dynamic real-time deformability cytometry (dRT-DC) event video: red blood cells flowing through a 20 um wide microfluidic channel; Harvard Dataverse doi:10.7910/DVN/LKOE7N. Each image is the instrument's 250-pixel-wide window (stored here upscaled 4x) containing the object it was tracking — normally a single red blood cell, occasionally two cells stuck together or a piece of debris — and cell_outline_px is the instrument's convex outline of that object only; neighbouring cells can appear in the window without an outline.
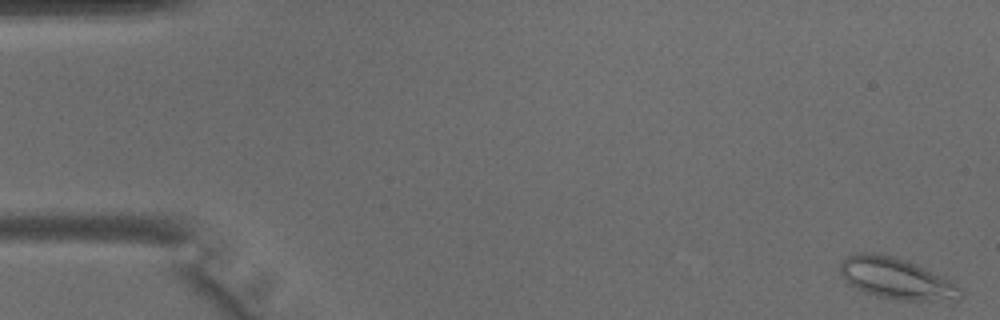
{"species": "common noctule bat (a hibernating species)", "species_latin": "Nyctalus noctula", "temperature_condition": "warm", "stored_images_in_passage": 44, "camera_frame_rate_fps": 3000, "um_per_image_px": 0.085, "animal": {"sex": "male", "body_mass_g": 15.6}, "frame": {"image": 1, "passage_image": 1, "time_ms": 0.0, "image_size_px": [1000, 320], "cell_outline_px": [[964, 296], [956, 304], [896, 300], [876, 296], [856, 288], [848, 284], [844, 280], [840, 272], [840, 264], [848, 256], [856, 252], [880, 252], [908, 260], [952, 280], [960, 288]], "centroid_in_image_um": [76.31, 23.72], "position_along_channel_um": 8.7, "area_um2": 30.29}}
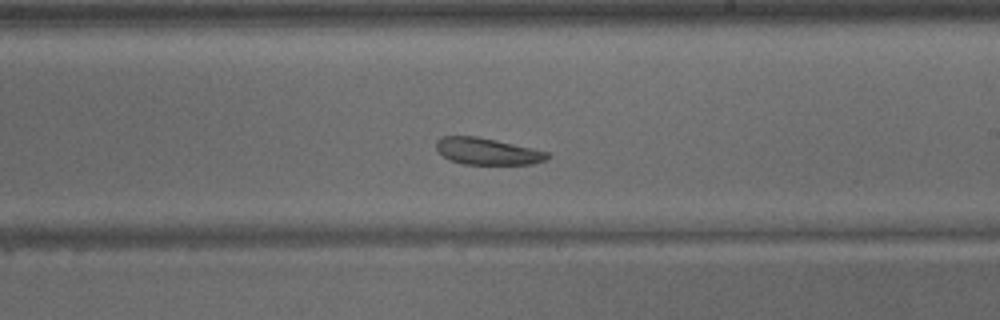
{"frame": {"image": 2, "passage_image": 26, "time_ms": 8.333, "image_size_px": [1000, 320], "cell_outline_px": [[552, 156], [544, 160], [532, 164], [464, 164], [452, 160], [444, 156], [436, 148], [436, 140], [440, 136], [476, 136], [496, 140], [532, 148], [548, 152]], "centroid_in_image_um": [41.43, 12.85], "position_along_channel_um": 247.6, "area_um2": 17.17}}
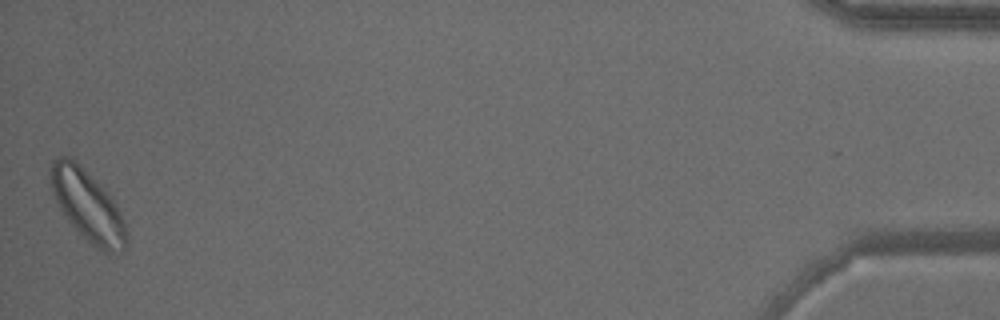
{"frame": {"image": 3, "passage_image": 44, "time_ms": 14.333, "image_size_px": [1000, 320], "cell_outline_px": [[128, 240], [124, 248], [120, 252], [108, 256], [96, 248], [80, 236], [68, 220], [60, 208], [52, 192], [48, 176], [52, 160], [60, 156], [68, 156], [100, 184], [104, 188], [116, 204], [124, 220]], "centroid_in_image_um": [7.45, 17.54], "position_along_channel_um": 427.8, "area_um2": 31.56}}